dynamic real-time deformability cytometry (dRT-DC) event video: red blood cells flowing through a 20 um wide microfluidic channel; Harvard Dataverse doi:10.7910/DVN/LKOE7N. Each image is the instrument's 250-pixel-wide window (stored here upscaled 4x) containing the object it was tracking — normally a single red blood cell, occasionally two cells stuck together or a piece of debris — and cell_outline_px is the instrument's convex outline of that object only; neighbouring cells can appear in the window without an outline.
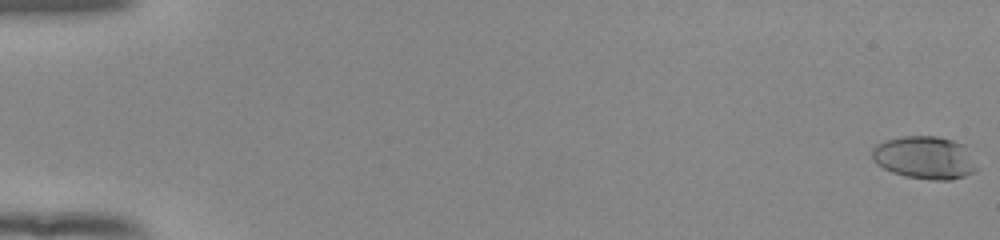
{"species": "human", "species_latin": "Homo sapiens", "temperature_condition": "room temperature", "stored_images_in_passage": 55, "camera_frame_rate_fps": 3000, "um_per_image_px": 0.085, "donor": {"sex": "female"}, "frame": {"image": 1, "passage_image": 1, "time_ms": 0.0, "image_size_px": [1000, 240], "cell_outline_px": [[980, 168], [976, 172], [952, 180], [932, 180], [904, 176], [892, 172], [876, 164], [872, 160], [872, 148], [876, 144], [884, 140], [904, 136], [936, 136], [952, 140], [964, 144]], "centroid_in_image_um": [78.62, 13.4], "position_along_channel_um": 6.4, "area_um2": 26.53}}
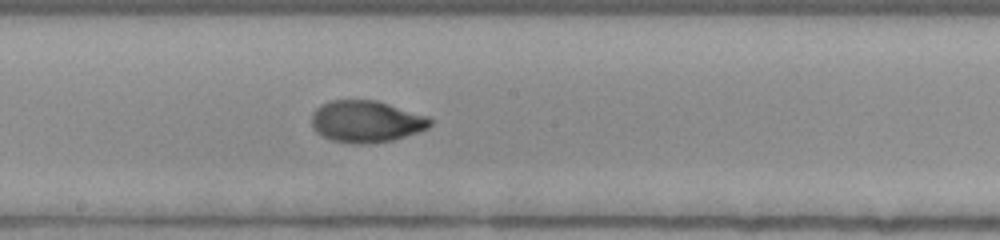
{"frame": {"image": 2, "passage_image": 32, "time_ms": 10.333, "image_size_px": [1000, 240], "cell_outline_px": [[432, 124], [428, 128], [392, 140], [368, 144], [352, 144], [332, 140], [316, 132], [312, 128], [312, 112], [320, 104], [328, 100], [376, 100], [428, 116], [432, 120]], "centroid_in_image_um": [31.1, 10.32], "position_along_channel_um": 217.1, "area_um2": 28.96}}
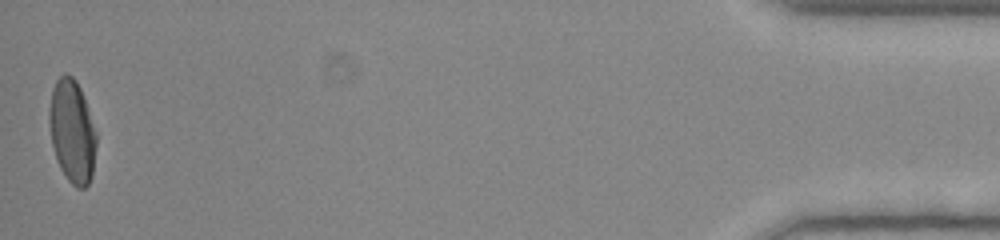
{"frame": {"image": 3, "passage_image": 55, "time_ms": 18.0, "image_size_px": [1000, 240], "cell_outline_px": [[96, 144], [92, 176], [88, 184], [84, 188], [76, 188], [68, 180], [60, 168], [56, 160], [52, 144], [48, 120], [48, 112], [52, 88], [56, 80], [64, 72], [72, 76], [76, 80], [80, 88], [96, 132]], "centroid_in_image_um": [6.11, 11.16], "position_along_channel_um": 429.1, "area_um2": 28.32}, "authors_computed_cell_mechanics": {"area_um2": 28.1486, "velocity_mm_per_s": 3.8916, "shape_relaxation_time_tau1_ms": 3.9224, "shape_relaxation_time_tau2_ms": 0.7505, "deformation_change_tau1": 0.1978, "deformation_change_tau2": 0.0385}}